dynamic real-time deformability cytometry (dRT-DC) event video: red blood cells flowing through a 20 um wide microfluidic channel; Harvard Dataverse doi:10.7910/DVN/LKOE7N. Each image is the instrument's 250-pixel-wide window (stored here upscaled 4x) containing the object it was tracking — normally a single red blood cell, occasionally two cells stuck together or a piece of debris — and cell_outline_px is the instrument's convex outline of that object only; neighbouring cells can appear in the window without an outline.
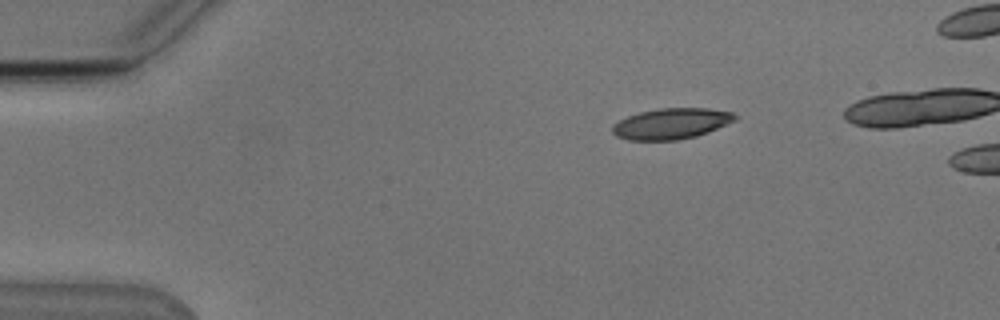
{"species": "Egyptian fruit bat (a non-hibernating species)", "species_latin": "Rousettus aegyptiacus", "temperature_condition": "cold", "stored_images_in_passage": 5, "camera_frame_rate_fps": 3000, "um_per_image_px": 0.085, "animal": {"sex": "male"}, "frame": {"image": 1, "passage_image": 1, "time_ms": 0.0, "image_size_px": [1000, 320], "cell_outline_px": [[736, 120], [708, 132], [696, 136], [676, 140], [628, 140], [616, 136], [612, 132], [612, 124], [628, 116], [640, 112], [660, 108], [708, 108], [732, 112], [736, 116]], "centroid_in_image_um": [57.04, 10.51], "position_along_channel_um": 28.0, "area_um2": 21.96}}